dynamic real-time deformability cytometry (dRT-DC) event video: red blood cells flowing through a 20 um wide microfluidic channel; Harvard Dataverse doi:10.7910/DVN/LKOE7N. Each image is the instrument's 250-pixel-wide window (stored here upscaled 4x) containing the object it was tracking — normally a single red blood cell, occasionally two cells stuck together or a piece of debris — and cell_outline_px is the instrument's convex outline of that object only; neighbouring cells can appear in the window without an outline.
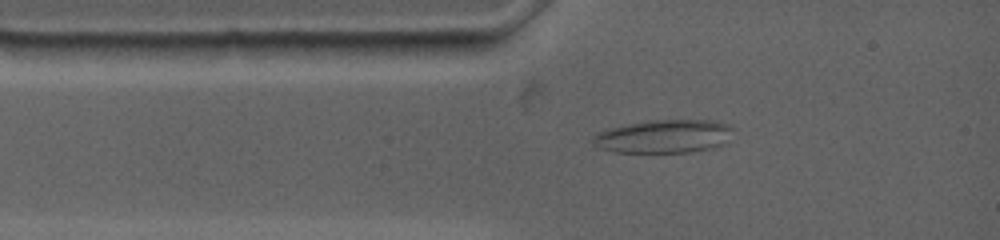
{"species": "common noctule bat (a hibernating species)", "species_latin": "Nyctalus noctula", "temperature_condition": "warm", "stored_images_in_passage": 56, "camera_frame_rate_fps": 4500, "um_per_image_px": 0.085, "animal": {"sex": "female", "body_mass_g": 19.0, "forearm_length_mm": 53.3}, "frame": {"image": 1, "passage_image": 6, "time_ms": 1.111, "image_size_px": [1000, 240], "cell_outline_px": [[732, 128], [728, 140], [724, 144], [716, 148], [692, 152], [616, 152], [600, 148], [592, 144], [592, 136], [596, 132], [608, 128], [648, 120], [716, 120], [732, 124]], "centroid_in_image_um": [56.45, 11.58], "position_along_channel_um": 28.6, "area_um2": 27.63}}
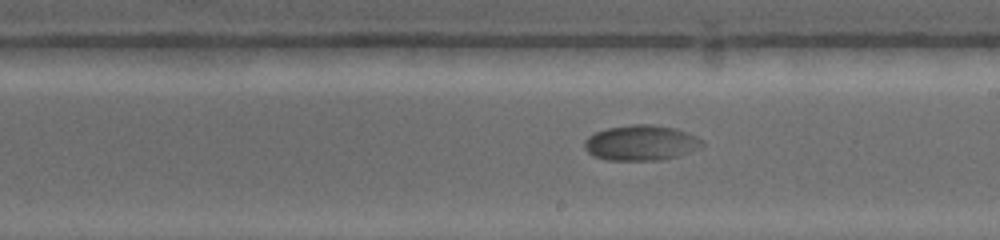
{"frame": {"image": 2, "passage_image": 29, "time_ms": 7.111, "image_size_px": [1000, 240], "cell_outline_px": [[704, 144], [700, 148], [676, 156], [660, 160], [604, 160], [592, 156], [584, 148], [584, 140], [588, 136], [596, 132], [608, 128], [632, 124], [652, 124], [676, 128], [688, 132], [704, 140]], "centroid_in_image_um": [54.48, 12.14], "position_along_channel_um": 234.5, "area_um2": 24.45}}
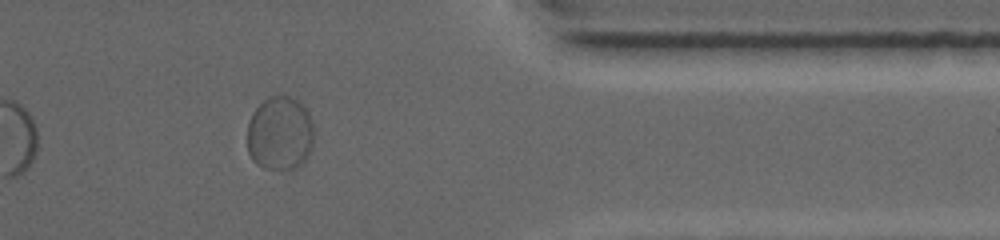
{"frame": {"image": 3, "passage_image": 49, "time_ms": 12.0, "image_size_px": [1000, 240], "cell_outline_px": [[312, 148], [308, 156], [296, 168], [264, 168], [256, 164], [252, 160], [248, 152], [248, 120], [252, 112], [268, 96], [288, 96], [304, 104], [312, 120]], "centroid_in_image_um": [23.78, 11.32], "position_along_channel_um": 387.6, "area_um2": 28.78}}